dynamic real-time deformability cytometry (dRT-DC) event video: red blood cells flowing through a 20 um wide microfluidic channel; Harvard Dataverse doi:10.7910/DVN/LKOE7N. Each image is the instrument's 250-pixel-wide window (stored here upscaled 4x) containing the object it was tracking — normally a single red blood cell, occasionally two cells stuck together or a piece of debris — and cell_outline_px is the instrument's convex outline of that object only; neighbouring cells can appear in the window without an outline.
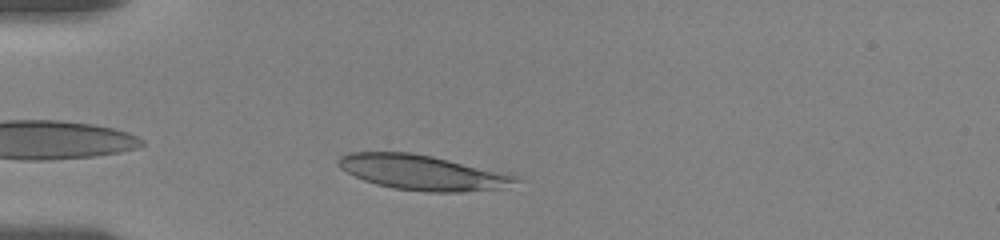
{"species": "human", "species_latin": "Homo sapiens", "temperature_condition": "room temperature", "stored_images_in_passage": 31, "camera_frame_rate_fps": 3000, "um_per_image_px": 0.085, "donor": {"sex": "female"}, "frame": {"image": 1, "passage_image": 5, "time_ms": 1.0, "image_size_px": [1000, 240], "cell_outline_px": [[524, 180], [504, 188], [464, 192], [428, 192], [392, 188], [376, 184], [364, 180], [340, 168], [336, 164], [336, 160], [340, 156], [348, 152], [412, 152], [432, 156], [508, 172]], "centroid_in_image_um": [35.97, 14.66], "position_along_channel_um": 49.0, "area_um2": 36.7}}
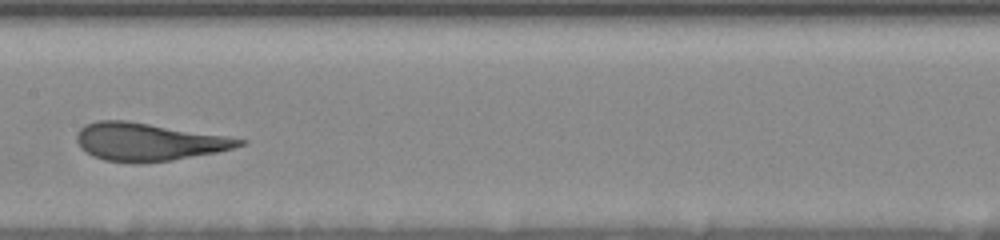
{"frame": {"image": 2, "passage_image": 20, "time_ms": 5.667, "image_size_px": [1000, 240], "cell_outline_px": [[248, 144], [216, 152], [172, 160], [140, 164], [136, 164], [104, 160], [92, 156], [80, 148], [76, 140], [76, 132], [84, 124], [100, 120], [124, 120], [228, 136], [248, 140]], "centroid_in_image_um": [12.59, 12.07], "position_along_channel_um": 194.8, "area_um2": 36.07}}
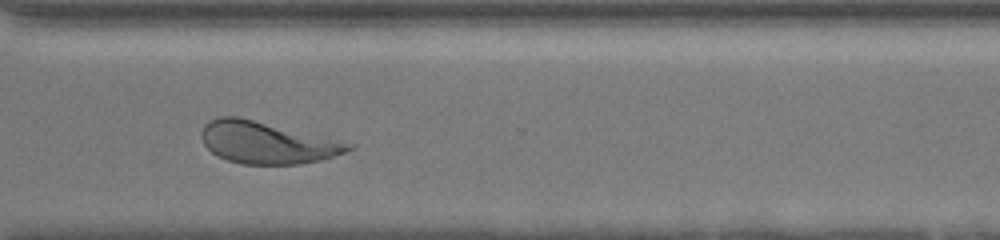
{"frame": {"image": 3, "passage_image": 28, "time_ms": 10.0, "image_size_px": [1000, 240], "cell_outline_px": [[356, 148], [320, 160], [300, 164], [240, 164], [216, 156], [204, 144], [200, 136], [200, 132], [204, 124], [208, 120], [220, 116], [240, 116], [356, 144]], "centroid_in_image_um": [22.66, 12.11], "position_along_channel_um": 347.9, "area_um2": 36.18}, "authors_computed_cell_mechanics": {"area_um2": 36.2406, "velocity_mm_per_s": 3.5537, "shape_relaxation_time_tau1_ms": 3.8401, "shape_relaxation_time_tau2_ms": 0.8127, "deformation_change_tau1": 0.1746, "deformation_change_tau2": 0.0753}}